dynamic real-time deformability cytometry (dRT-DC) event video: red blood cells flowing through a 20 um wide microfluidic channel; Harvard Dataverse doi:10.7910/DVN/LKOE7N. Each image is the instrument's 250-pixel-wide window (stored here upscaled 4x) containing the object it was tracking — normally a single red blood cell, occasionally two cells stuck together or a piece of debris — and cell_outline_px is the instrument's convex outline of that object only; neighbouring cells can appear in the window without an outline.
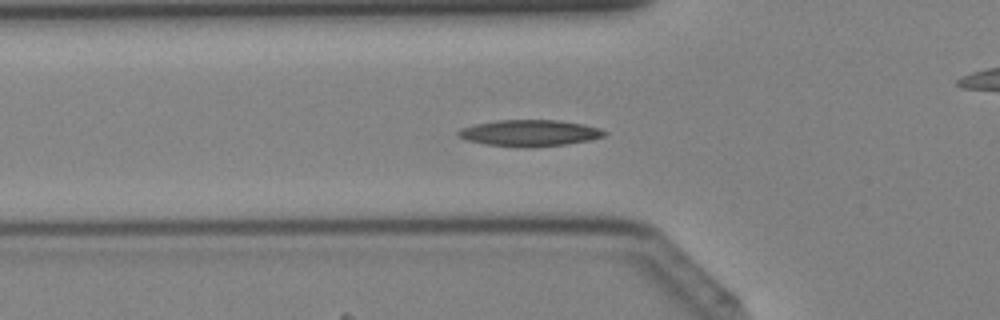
{"species": "Egyptian fruit bat (a non-hibernating species)", "species_latin": "Rousettus aegyptiacus", "temperature_condition": "cold", "stored_images_in_passage": 32, "camera_frame_rate_fps": 3000, "um_per_image_px": 0.085, "animal": {"sex": "female"}, "frame": {"image": 1, "passage_image": 9, "time_ms": 2.667, "image_size_px": [1000, 320], "cell_outline_px": [[608, 132], [604, 136], [592, 140], [568, 144], [532, 148], [524, 148], [484, 144], [464, 140], [456, 136], [456, 132], [460, 128], [476, 124], [496, 120], [560, 120], [584, 124], [600, 128]], "centroid_in_image_um": [45.01, 11.32], "position_along_channel_um": 80.8, "area_um2": 23.0}}
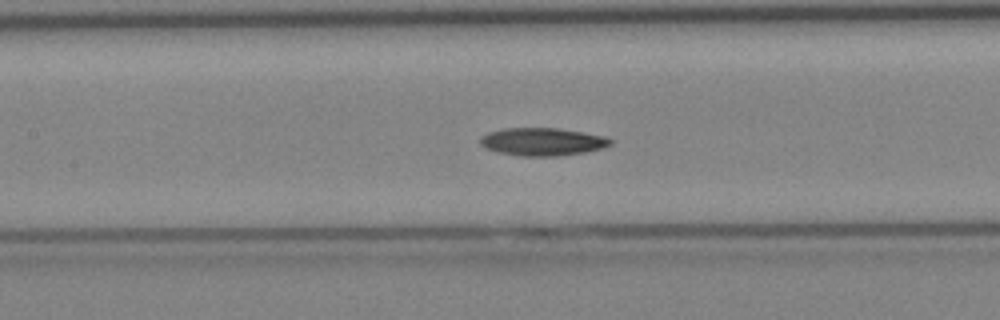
{"frame": {"image": 2, "passage_image": 14, "time_ms": 4.333, "image_size_px": [1000, 320], "cell_outline_px": [[612, 144], [604, 148], [584, 152], [560, 156], [520, 156], [500, 152], [484, 148], [480, 144], [480, 136], [488, 132], [504, 128], [556, 128], [584, 132], [604, 136], [612, 140]], "centroid_in_image_um": [46.1, 12.04], "position_along_channel_um": 161.3, "area_um2": 21.21}}
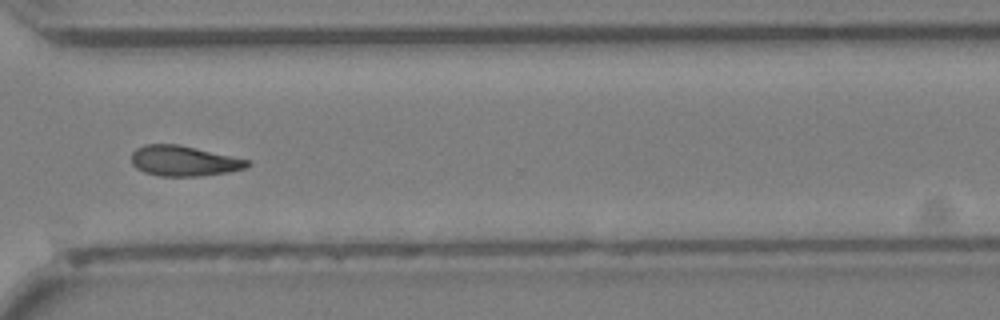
{"frame": {"image": 3, "passage_image": 26, "time_ms": 8.333, "image_size_px": [1000, 320], "cell_outline_px": [[252, 164], [244, 168], [228, 172], [196, 176], [160, 176], [144, 172], [136, 168], [132, 164], [132, 152], [136, 148], [144, 144], [176, 144], [248, 160]], "centroid_in_image_um": [15.57, 13.68], "position_along_channel_um": 355.0, "area_um2": 20.17}}